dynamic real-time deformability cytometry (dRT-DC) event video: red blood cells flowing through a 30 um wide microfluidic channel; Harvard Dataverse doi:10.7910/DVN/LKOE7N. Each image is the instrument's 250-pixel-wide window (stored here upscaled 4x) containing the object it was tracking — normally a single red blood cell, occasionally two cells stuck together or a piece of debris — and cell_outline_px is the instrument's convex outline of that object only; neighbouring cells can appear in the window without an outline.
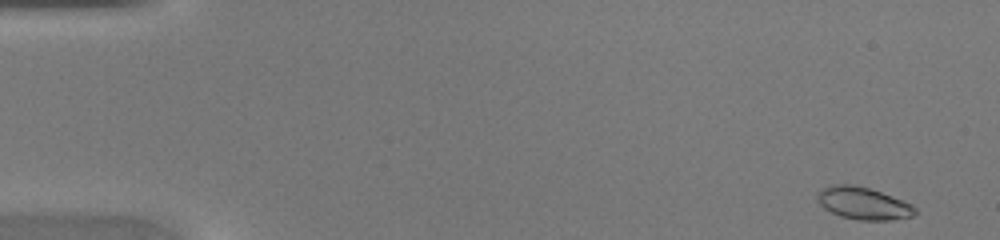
{"species": "common noctule bat (a hibernating species)", "species_latin": "Nyctalus noctula", "temperature_condition": "warm", "stored_images_in_passage": 44, "camera_frame_rate_fps": 3000, "um_per_image_px": 0.085, "animal": {"sex": "female", "body_mass_g": 20.0, "forearm_length_mm": 54.0}, "frame": {"image": 1, "passage_image": 1, "time_ms": 0.0, "image_size_px": [1000, 240], "cell_outline_px": [[916, 212], [912, 216], [892, 220], [856, 220], [840, 216], [824, 208], [816, 200], [816, 192], [832, 184], [852, 184], [868, 188], [892, 196], [912, 204], [916, 208]], "centroid_in_image_um": [73.35, 17.28], "position_along_channel_um": 11.6, "area_um2": 18.44}}
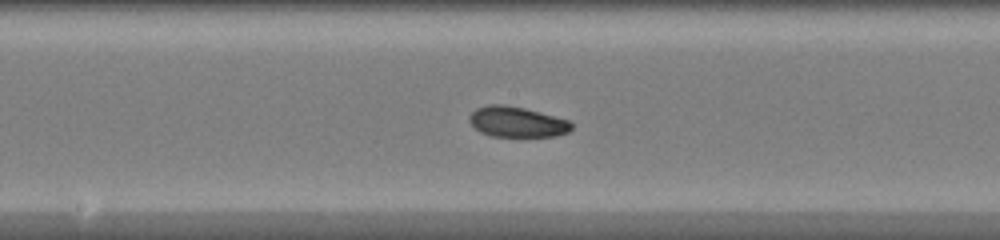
{"frame": {"image": 2, "passage_image": 23, "time_ms": 7.333, "image_size_px": [1000, 240], "cell_outline_px": [[572, 128], [568, 132], [556, 136], [492, 136], [480, 132], [468, 120], [468, 116], [476, 108], [488, 104], [504, 104], [524, 108], [540, 112], [568, 120], [572, 124]], "centroid_in_image_um": [43.92, 10.35], "position_along_channel_um": 204.3, "area_um2": 18.09}}
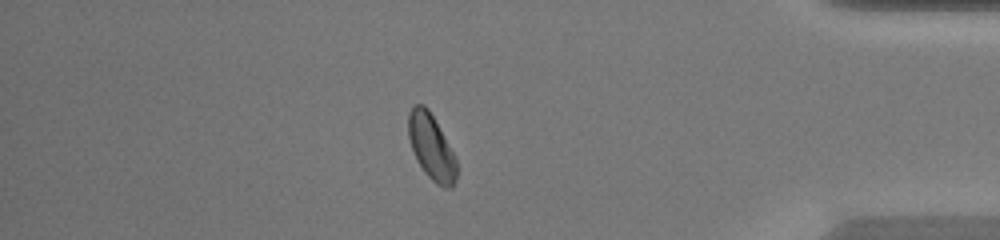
{"frame": {"image": 3, "passage_image": 38, "time_ms": 12.333, "image_size_px": [1000, 240], "cell_outline_px": [[456, 180], [452, 188], [444, 188], [436, 184], [424, 172], [416, 160], [408, 136], [408, 112], [412, 104], [424, 104], [428, 108], [456, 156]], "centroid_in_image_um": [36.66, 12.49], "position_along_channel_um": 398.5, "area_um2": 18.61}}